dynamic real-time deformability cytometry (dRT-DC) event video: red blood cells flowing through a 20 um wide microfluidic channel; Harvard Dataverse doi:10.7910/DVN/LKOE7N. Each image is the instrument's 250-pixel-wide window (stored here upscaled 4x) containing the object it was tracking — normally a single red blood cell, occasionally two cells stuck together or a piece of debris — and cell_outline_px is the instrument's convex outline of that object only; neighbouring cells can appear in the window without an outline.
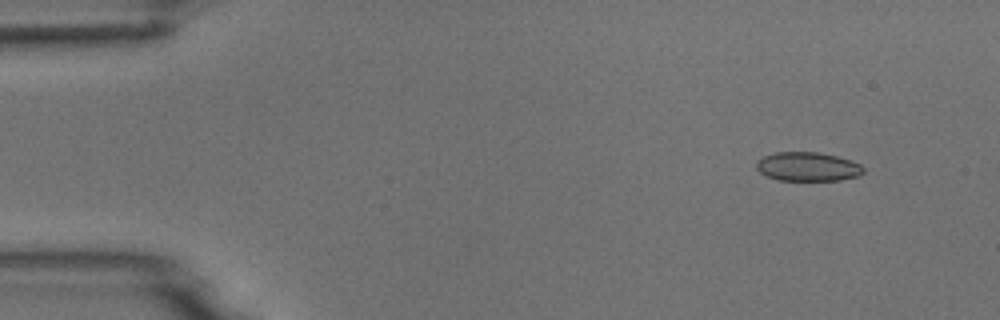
{"species": "common noctule bat (a hibernating species)", "species_latin": "Nyctalus noctula", "temperature_condition": "room temperature", "stored_images_in_passage": 3, "camera_frame_rate_fps": 3000, "um_per_image_px": 0.085, "animal": {"sex": "male", "body_mass_g": 18.8}, "frame": {"image": 1, "passage_image": 1, "time_ms": 0.0, "image_size_px": [1000, 320], "cell_outline_px": [[864, 172], [860, 176], [840, 180], [776, 180], [760, 172], [756, 168], [756, 160], [764, 156], [776, 152], [820, 152], [836, 156], [860, 164], [864, 168]], "centroid_in_image_um": [68.65, 14.17], "position_along_channel_um": 16.3, "area_um2": 18.09}}
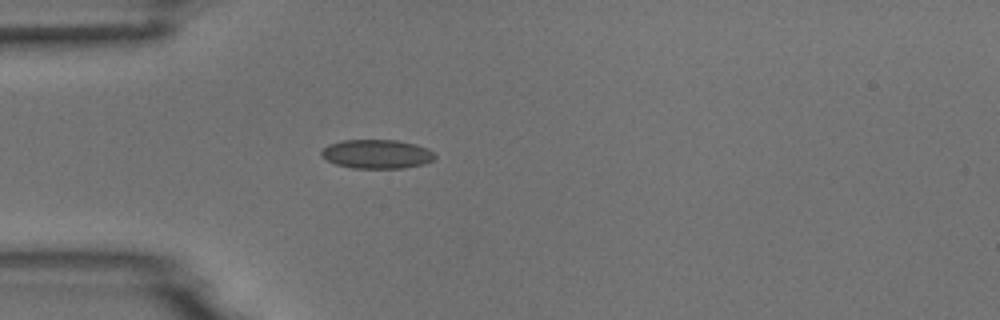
{"frame": {"image": 2, "passage_image": 3, "time_ms": 3.333, "image_size_px": [1000, 320], "cell_outline_px": [[436, 156], [432, 160], [424, 164], [404, 168], [352, 168], [336, 164], [320, 156], [320, 152], [328, 144], [344, 140], [396, 140], [416, 144], [428, 148]], "centroid_in_image_um": [32.03, 13.09], "position_along_channel_um": 53.0, "area_um2": 19.19}}